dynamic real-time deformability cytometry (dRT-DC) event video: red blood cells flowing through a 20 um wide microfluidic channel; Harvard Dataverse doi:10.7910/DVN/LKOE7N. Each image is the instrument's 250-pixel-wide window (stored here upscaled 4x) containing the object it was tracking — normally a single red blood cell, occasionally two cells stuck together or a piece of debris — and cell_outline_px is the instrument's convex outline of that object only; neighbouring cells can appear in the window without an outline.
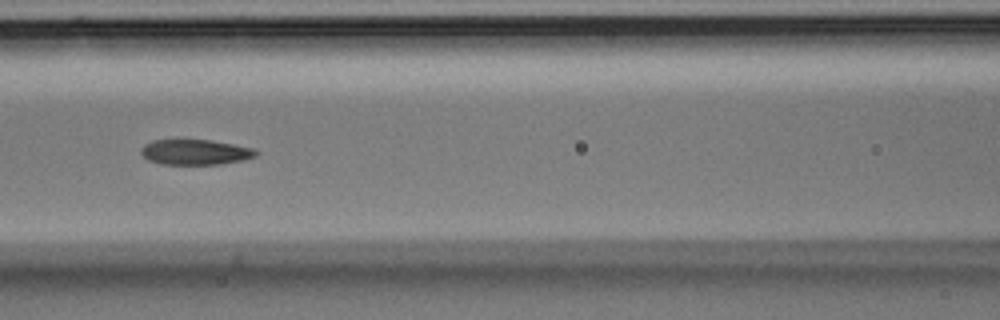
{"species": "Egyptian fruit bat (a non-hibernating species)", "species_latin": "Rousettus aegyptiacus", "temperature_condition": "room temperature", "stored_images_in_passage": 25, "camera_frame_rate_fps": 3000, "um_per_image_px": 0.085, "animal": {"sex": "male"}, "frame": {"image": 1, "passage_image": 11, "time_ms": 3.333, "image_size_px": [1000, 320], "cell_outline_px": [[256, 156], [244, 160], [220, 164], [160, 164], [148, 160], [140, 152], [140, 148], [144, 144], [152, 140], [176, 136], [212, 140], [252, 148], [256, 152]], "centroid_in_image_um": [16.49, 12.87], "position_along_channel_um": 150.1, "area_um2": 17.74}}